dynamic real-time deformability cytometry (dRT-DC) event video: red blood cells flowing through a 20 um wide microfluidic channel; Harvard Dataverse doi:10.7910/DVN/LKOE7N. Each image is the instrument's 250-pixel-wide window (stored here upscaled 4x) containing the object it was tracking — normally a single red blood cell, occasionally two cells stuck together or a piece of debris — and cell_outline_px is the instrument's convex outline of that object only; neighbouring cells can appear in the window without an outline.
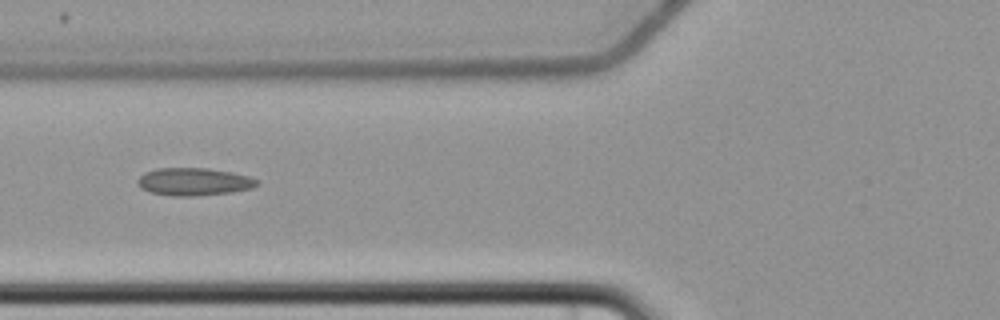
{"species": "common noctule bat (a hibernating species)", "species_latin": "Nyctalus noctula", "temperature_condition": "cold", "stored_images_in_passage": 7, "camera_frame_rate_fps": 3000, "um_per_image_px": 0.085, "animal": {"sex": "female", "body_mass_g": 22.7, "forearm_length_mm": 54.2}, "frame": {"image": 1, "passage_image": 5, "time_ms": 5.0, "image_size_px": [1000, 320], "cell_outline_px": [[260, 184], [252, 188], [232, 192], [196, 196], [172, 196], [152, 192], [140, 188], [136, 184], [136, 180], [144, 172], [156, 168], [208, 168], [232, 172], [248, 176], [260, 180]], "centroid_in_image_um": [16.48, 15.44], "position_along_channel_um": 109.3, "area_um2": 19.48}}
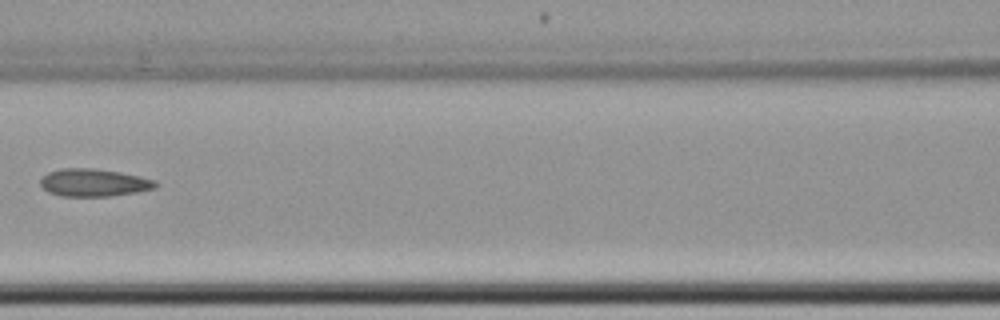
{"frame": {"image": 2, "passage_image": 6, "time_ms": 6.333, "image_size_px": [1000, 320], "cell_outline_px": [[156, 188], [136, 192], [112, 196], [60, 196], [48, 192], [40, 184], [40, 180], [48, 172], [60, 168], [92, 168], [120, 172], [140, 176], [156, 180]], "centroid_in_image_um": [7.97, 15.52], "position_along_channel_um": 158.6, "area_um2": 18.55}}
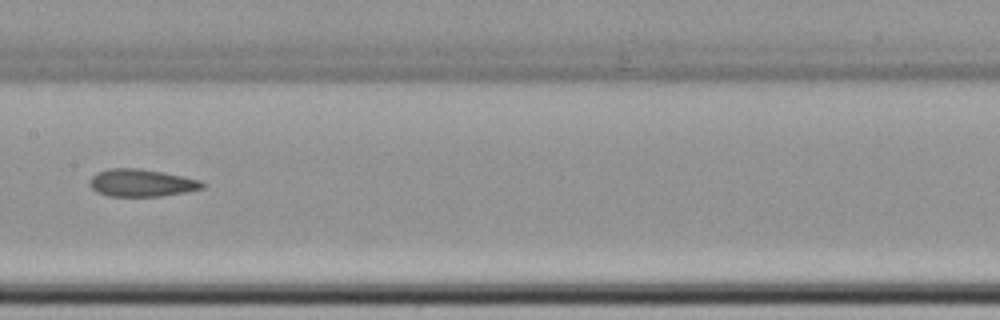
{"frame": {"image": 3, "passage_image": 7, "time_ms": 7.333, "image_size_px": [1000, 320], "cell_outline_px": [[204, 188], [184, 192], [160, 196], [108, 196], [96, 192], [88, 184], [88, 180], [96, 172], [108, 168], [140, 168], [164, 172], [184, 176], [200, 180], [204, 184]], "centroid_in_image_um": [11.98, 15.53], "position_along_channel_um": 195.4, "area_um2": 18.21}}